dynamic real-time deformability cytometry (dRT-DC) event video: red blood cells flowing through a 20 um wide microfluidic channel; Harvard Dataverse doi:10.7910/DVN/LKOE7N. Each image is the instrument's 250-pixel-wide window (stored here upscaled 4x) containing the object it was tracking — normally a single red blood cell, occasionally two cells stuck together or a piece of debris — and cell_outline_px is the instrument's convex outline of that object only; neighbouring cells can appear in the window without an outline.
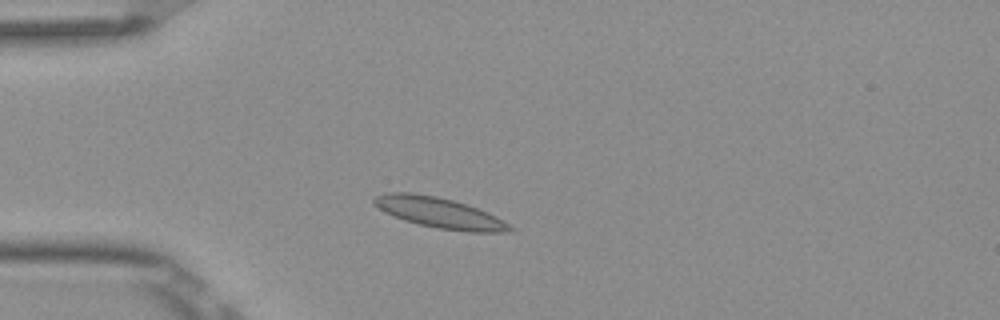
{"species": "Egyptian fruit bat (a non-hibernating species)", "species_latin": "Rousettus aegyptiacus", "temperature_condition": "room temperature", "stored_images_in_passage": 2, "camera_frame_rate_fps": 3000, "um_per_image_px": 0.085, "frame": {"image": 1, "passage_image": 2, "time_ms": 0.333, "image_size_px": [1000, 320], "cell_outline_px": [[516, 228], [512, 232], [468, 232], [436, 228], [404, 220], [384, 212], [372, 204], [372, 200], [376, 196], [384, 192], [412, 192], [436, 196], [452, 200], [488, 212], [496, 216]], "centroid_in_image_um": [37.35, 18.09], "position_along_channel_um": 47.7, "area_um2": 24.28}}